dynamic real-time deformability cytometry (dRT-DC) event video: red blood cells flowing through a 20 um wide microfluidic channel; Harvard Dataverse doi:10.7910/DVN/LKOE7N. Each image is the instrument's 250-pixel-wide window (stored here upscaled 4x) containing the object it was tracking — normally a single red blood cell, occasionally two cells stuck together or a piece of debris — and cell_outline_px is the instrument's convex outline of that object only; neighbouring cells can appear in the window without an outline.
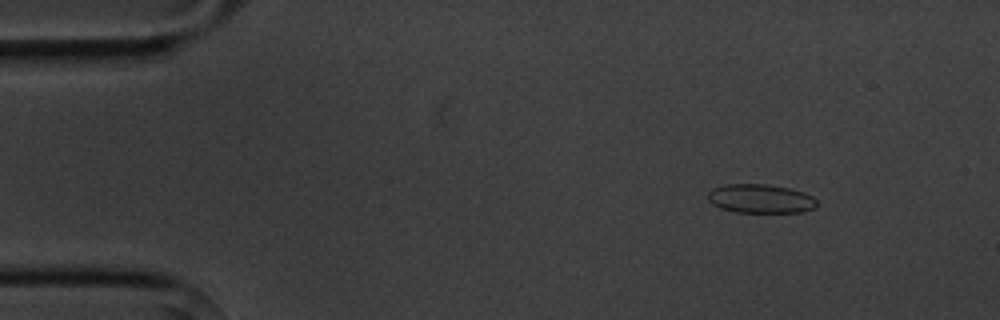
{"species": "common noctule bat (a hibernating species)", "species_latin": "Nyctalus noctula", "temperature_condition": "cold", "stored_images_in_passage": 6, "camera_frame_rate_fps": 3000, "um_per_image_px": 0.085, "animal": {"sex": "male", "body_mass_g": 20.1, "forearm_length_mm": 53.5}, "frame": {"image": 1, "passage_image": 2, "time_ms": 1.333, "image_size_px": [1000, 320], "cell_outline_px": [[816, 208], [804, 212], [736, 212], [720, 208], [712, 204], [708, 200], [708, 192], [712, 188], [724, 184], [768, 184], [788, 188], [804, 192], [812, 196], [816, 200]], "centroid_in_image_um": [64.63, 16.88], "position_along_channel_um": 20.4, "area_um2": 18.5}}
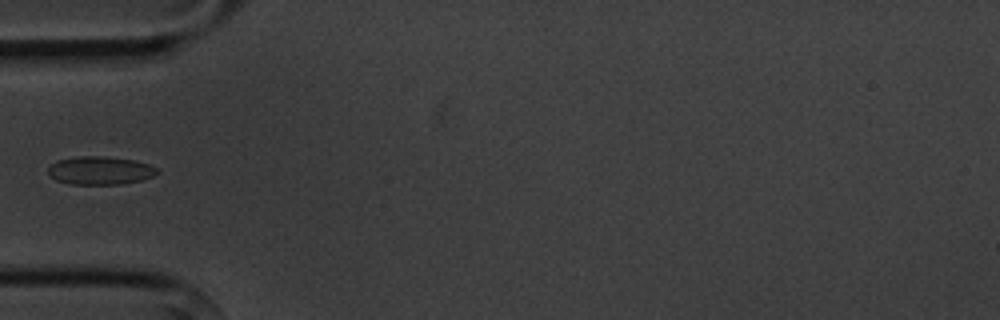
{"frame": {"image": 2, "passage_image": 5, "time_ms": 5.0, "image_size_px": [1000, 320], "cell_outline_px": [[160, 172], [152, 176], [140, 180], [120, 184], [68, 184], [56, 180], [48, 176], [48, 168], [56, 160], [76, 156], [104, 156], [136, 160], [148, 164], [156, 168]], "centroid_in_image_um": [8.47, 14.48], "position_along_channel_um": 76.5, "area_um2": 18.03}}
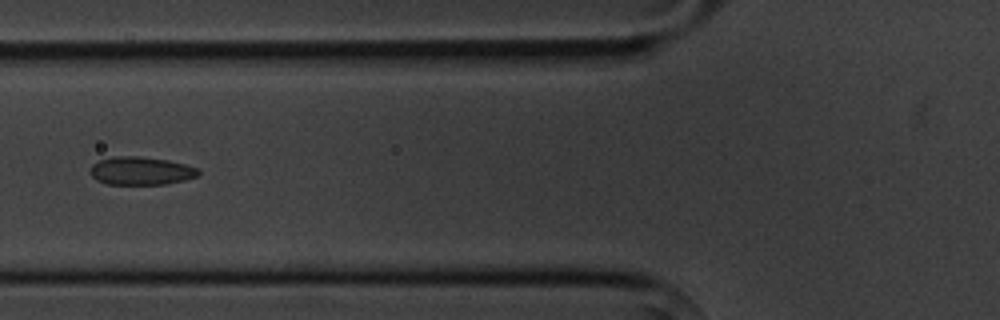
{"frame": {"image": 3, "passage_image": 6, "time_ms": 6.0, "image_size_px": [1000, 320], "cell_outline_px": [[200, 172], [196, 176], [184, 180], [164, 184], [108, 184], [96, 180], [92, 176], [92, 164], [100, 160], [112, 156], [140, 156], [168, 160], [200, 168]], "centroid_in_image_um": [12.0, 14.51], "position_along_channel_um": 113.8, "area_um2": 17.63}}